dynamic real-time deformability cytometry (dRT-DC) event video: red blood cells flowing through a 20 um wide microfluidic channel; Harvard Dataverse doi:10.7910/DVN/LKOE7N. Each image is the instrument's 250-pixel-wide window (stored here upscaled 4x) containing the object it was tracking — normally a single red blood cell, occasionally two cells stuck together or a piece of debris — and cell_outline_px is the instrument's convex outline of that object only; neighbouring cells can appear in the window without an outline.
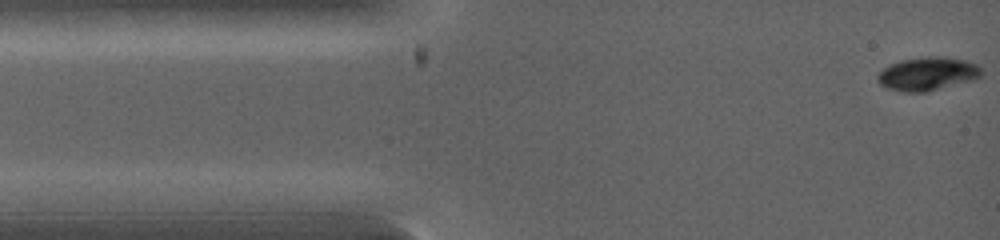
{"species": "common noctule bat (a hibernating species)", "species_latin": "Nyctalus noctula", "temperature_condition": "warm", "stored_images_in_passage": 6, "segment_of_instrument_passage": [1, 2], "camera_frame_rate_fps": 5000, "um_per_image_px": 0.085, "animal": {"sex": "female", "body_mass_g": 19.0, "forearm_length_mm": 53.3}, "frame": {"image": 1, "passage_image": 1, "time_ms": 0.0, "image_size_px": [1000, 240], "cell_outline_px": [[980, 76], [968, 80], [928, 92], [908, 92], [888, 88], [880, 84], [876, 80], [876, 76], [888, 64], [900, 60], [924, 56], [944, 56], [964, 60], [976, 64], [980, 68]], "centroid_in_image_um": [78.77, 6.25], "position_along_channel_um": 6.2, "area_um2": 20.0}}
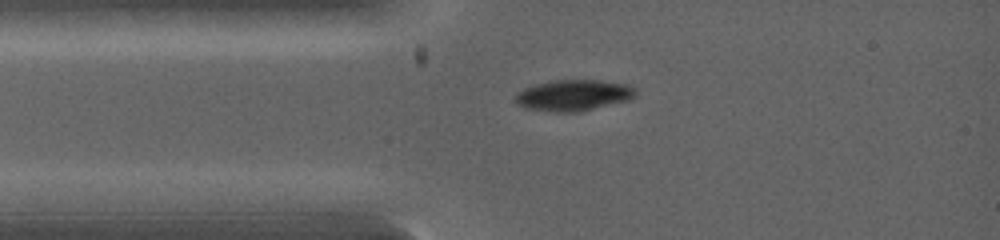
{"frame": {"image": 2, "passage_image": 3, "time_ms": 1.6, "image_size_px": [1000, 240], "cell_outline_px": [[636, 96], [628, 100], [576, 112], [556, 112], [524, 108], [516, 104], [516, 92], [524, 88], [548, 80], [600, 80], [628, 84], [636, 88]], "centroid_in_image_um": [48.73, 8.08], "position_along_channel_um": 36.3, "area_um2": 21.85}}